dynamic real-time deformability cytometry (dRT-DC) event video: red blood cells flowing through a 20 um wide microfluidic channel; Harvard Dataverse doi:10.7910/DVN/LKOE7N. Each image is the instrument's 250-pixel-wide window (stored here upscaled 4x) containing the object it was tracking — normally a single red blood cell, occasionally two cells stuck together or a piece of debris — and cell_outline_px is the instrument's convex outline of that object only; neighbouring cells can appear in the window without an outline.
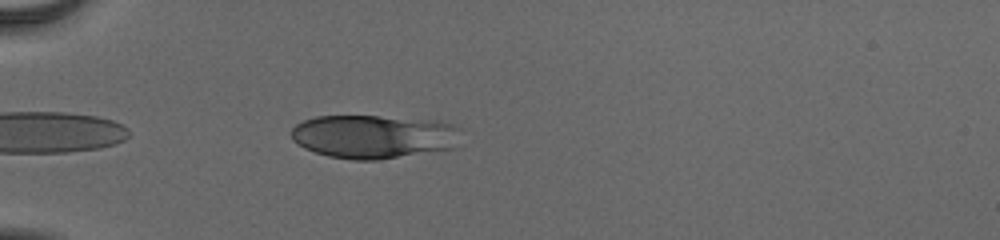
{"species": "human", "species_latin": "Homo sapiens", "temperature_condition": "cold", "stored_images_in_passage": 39, "camera_frame_rate_fps": 3000, "um_per_image_px": 0.085, "donor": {"sex": "male"}, "frame": {"image": 1, "passage_image": 3, "time_ms": 0.667, "image_size_px": [1000, 240], "cell_outline_px": [[464, 128], [456, 148], [376, 160], [352, 160], [328, 156], [304, 148], [292, 140], [292, 128], [296, 124], [304, 120], [316, 116], [380, 116], [436, 120], [452, 124]], "centroid_in_image_um": [31.83, 11.6], "position_along_channel_um": 53.2, "area_um2": 43.64}}
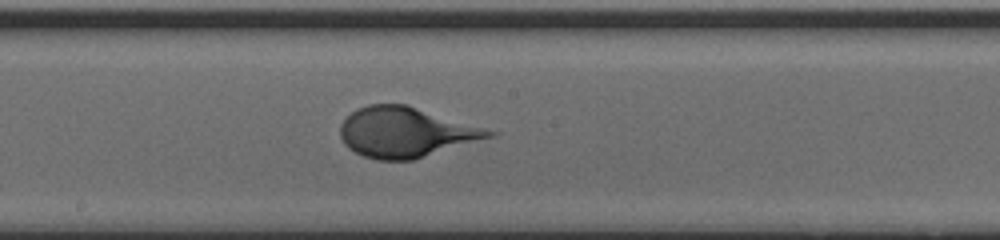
{"frame": {"image": 2, "passage_image": 17, "time_ms": 5.333, "image_size_px": [1000, 240], "cell_outline_px": [[500, 132], [496, 136], [412, 160], [376, 160], [364, 156], [348, 148], [344, 144], [340, 136], [340, 124], [356, 108], [368, 104], [408, 104]], "centroid_in_image_um": [34.52, 11.23], "position_along_channel_um": 213.7, "area_um2": 43.75}}
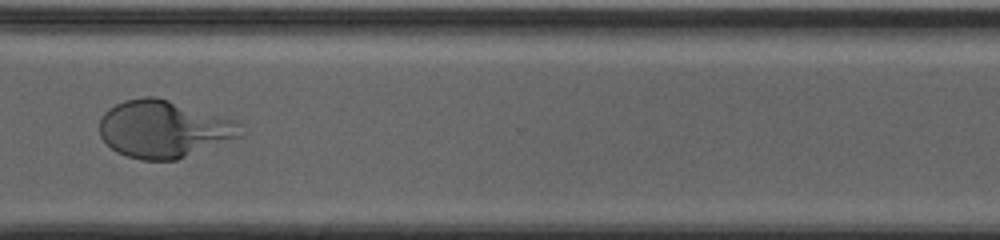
{"frame": {"image": 3, "passage_image": 28, "time_ms": 9.0, "image_size_px": [1000, 240], "cell_outline_px": [[244, 136], [176, 160], [140, 160], [116, 152], [100, 136], [100, 120], [104, 112], [108, 108], [124, 100], [144, 96], [156, 96], [232, 120], [240, 124]], "centroid_in_image_um": [13.9, 10.98], "position_along_channel_um": 356.7, "area_um2": 46.88}}